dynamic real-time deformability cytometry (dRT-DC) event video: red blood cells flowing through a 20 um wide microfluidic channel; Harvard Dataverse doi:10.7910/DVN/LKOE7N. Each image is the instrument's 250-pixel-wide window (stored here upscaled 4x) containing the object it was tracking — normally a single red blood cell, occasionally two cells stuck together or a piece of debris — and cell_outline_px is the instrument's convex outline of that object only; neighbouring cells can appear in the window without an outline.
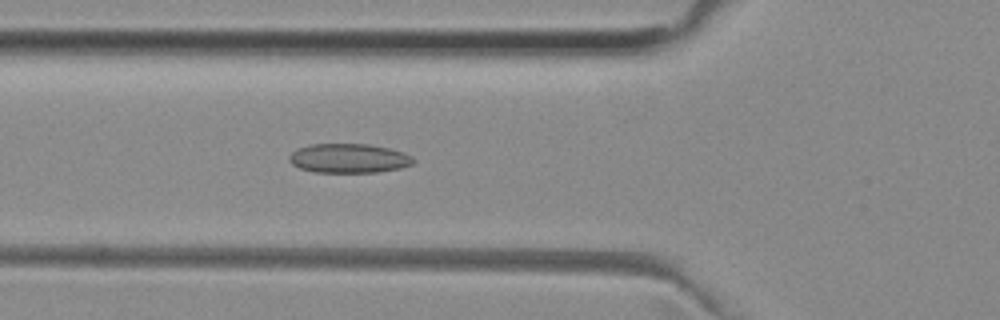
{"species": "common noctule bat (a hibernating species)", "species_latin": "Nyctalus noctula", "temperature_condition": "room temperature", "stored_images_in_passage": 51, "camera_frame_rate_fps": 3000, "um_per_image_px": 0.085, "animal": {"sex": "female", "body_mass_g": 29.2, "forearm_length_mm": 56.3}, "frame": {"image": 1, "passage_image": 18, "time_ms": 5.667, "image_size_px": [1000, 320], "cell_outline_px": [[416, 160], [412, 164], [400, 168], [376, 172], [316, 172], [300, 168], [292, 164], [288, 160], [288, 156], [296, 148], [312, 144], [368, 144], [388, 148], [404, 152], [412, 156]], "centroid_in_image_um": [29.64, 13.45], "position_along_channel_um": 96.2, "area_um2": 21.21}}
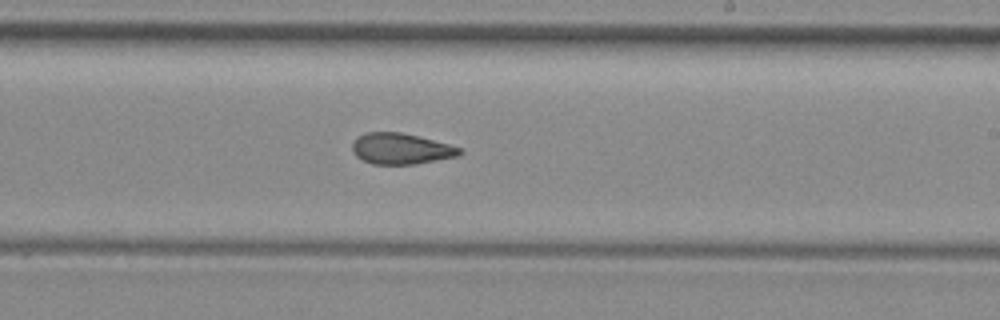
{"frame": {"image": 2, "passage_image": 30, "time_ms": 9.667, "image_size_px": [1000, 320], "cell_outline_px": [[464, 152], [460, 156], [416, 164], [372, 164], [356, 156], [352, 152], [352, 144], [356, 136], [368, 132], [400, 132], [448, 144], [460, 148]], "centroid_in_image_um": [34.07, 12.65], "position_along_channel_um": 254.9, "area_um2": 19.36}}
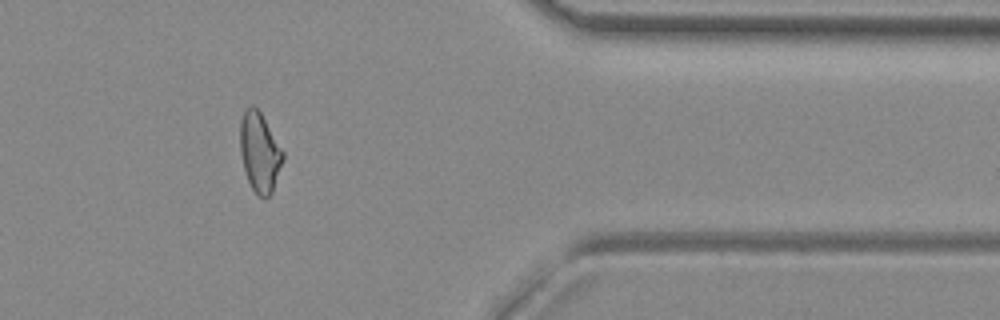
{"frame": {"image": 3, "passage_image": 42, "time_ms": 13.667, "image_size_px": [1000, 320], "cell_outline_px": [[284, 160], [272, 192], [264, 200], [252, 188], [248, 180], [244, 168], [240, 152], [240, 120], [244, 112], [252, 104], [260, 112], [284, 152]], "centroid_in_image_um": [22.08, 12.95], "position_along_channel_um": 389.3, "area_um2": 19.65}, "authors_computed_cell_mechanics": {"area_um2": 20.4034, "velocity_mm_per_s": 3.9631, "shape_relaxation_time_tau1_ms": null, "shape_relaxation_time_tau2_ms": 3.1398, "deformation_change_tau1": null, "deformation_change_tau2": 0.0776}}